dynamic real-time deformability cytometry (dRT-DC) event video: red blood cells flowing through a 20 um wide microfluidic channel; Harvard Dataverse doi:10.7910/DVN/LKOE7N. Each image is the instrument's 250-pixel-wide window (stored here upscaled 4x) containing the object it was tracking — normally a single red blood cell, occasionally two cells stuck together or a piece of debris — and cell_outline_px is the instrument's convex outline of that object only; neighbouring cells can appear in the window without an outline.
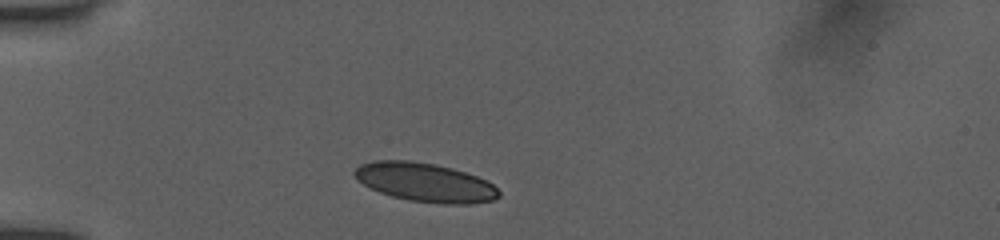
{"species": "human", "species_latin": "Homo sapiens", "temperature_condition": "room temperature", "stored_images_in_passage": 18, "camera_frame_rate_fps": 3000, "um_per_image_px": 0.085, "donor": {"sex": "female"}, "frame": {"image": 1, "passage_image": 1, "time_ms": 0.0, "image_size_px": [1000, 240], "cell_outline_px": [[500, 196], [492, 200], [472, 204], [444, 204], [408, 200], [392, 196], [380, 192], [364, 184], [352, 172], [360, 164], [376, 160], [408, 160], [436, 164], [452, 168], [476, 176], [492, 184], [500, 192]], "centroid_in_image_um": [36.14, 15.5], "position_along_channel_um": 48.9, "area_um2": 32.43}}
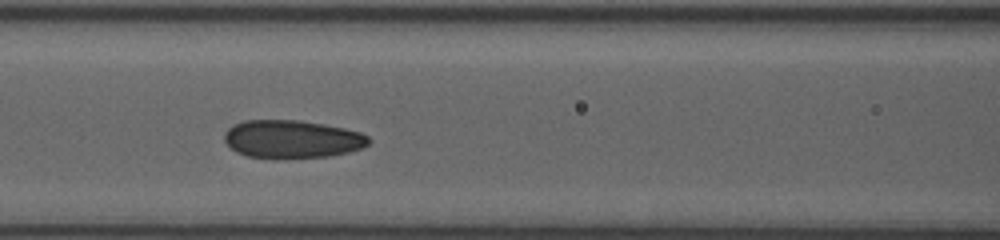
{"frame": {"image": 2, "passage_image": 12, "time_ms": 3.0, "image_size_px": [1000, 240], "cell_outline_px": [[372, 140], [364, 148], [348, 152], [328, 156], [248, 156], [236, 152], [224, 140], [224, 132], [232, 124], [244, 120], [300, 120], [324, 124], [344, 128], [360, 132], [368, 136]], "centroid_in_image_um": [24.84, 11.78], "position_along_channel_um": 141.8, "area_um2": 31.44}}
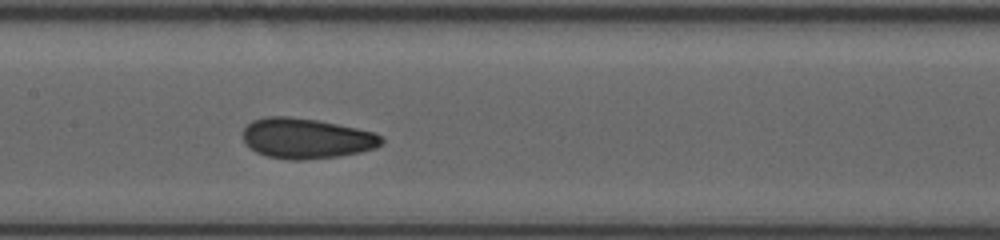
{"frame": {"image": 3, "passage_image": 17, "time_ms": 4.0, "image_size_px": [1000, 240], "cell_outline_px": [[384, 144], [376, 148], [360, 152], [336, 156], [304, 160], [288, 160], [268, 156], [256, 152], [244, 140], [244, 128], [252, 120], [264, 116], [288, 116], [316, 120], [376, 132], [384, 140]], "centroid_in_image_um": [26.07, 11.76], "position_along_channel_um": 181.3, "area_um2": 32.48}}